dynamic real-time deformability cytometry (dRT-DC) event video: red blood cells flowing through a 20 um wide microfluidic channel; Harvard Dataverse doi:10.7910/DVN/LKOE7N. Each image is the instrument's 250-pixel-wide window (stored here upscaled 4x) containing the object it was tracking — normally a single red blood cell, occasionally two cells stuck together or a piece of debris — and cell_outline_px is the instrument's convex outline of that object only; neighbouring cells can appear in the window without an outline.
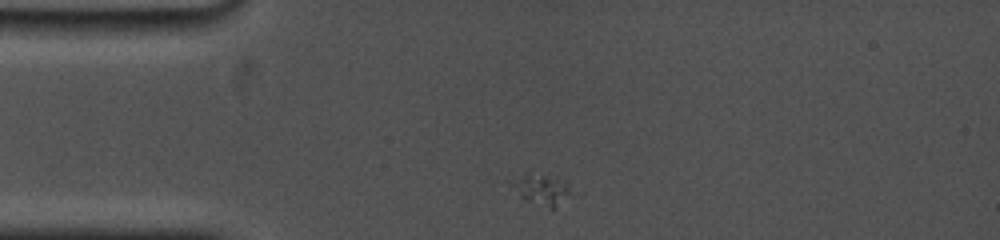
{"species": "common noctule bat (a hibernating species)", "species_latin": "Nyctalus noctula", "temperature_condition": "cold", "stored_images_in_passage": 69, "camera_frame_rate_fps": 5000, "um_per_image_px": 0.085, "animal": {"sex": "female", "body_mass_g": 19.0, "forearm_length_mm": 53.3}, "frame": {"image": 1, "passage_image": 1, "time_ms": 0.0, "image_size_px": [1000, 240], "cell_outline_px": [[584, 192], [580, 196], [552, 208], [524, 200], [520, 196], [512, 184], [512, 180], [528, 172], [564, 184]], "centroid_in_image_um": [46.24, 16.19], "position_along_channel_um": 38.8, "area_um2": 10.64}}
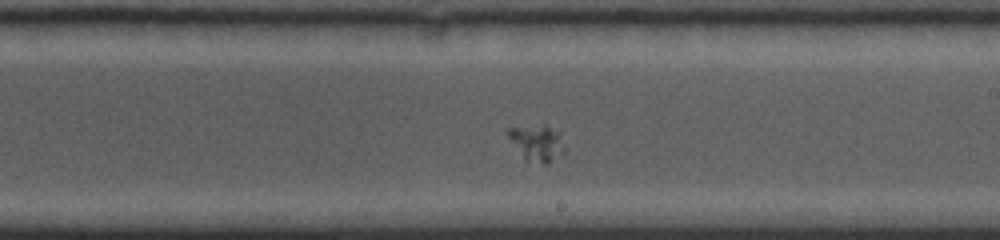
{"frame": {"image": 2, "passage_image": 29, "time_ms": 6.4, "image_size_px": [1000, 240], "cell_outline_px": [[564, 152], [548, 164], [544, 164], [524, 160], [504, 132], [508, 128], [544, 124], [560, 132], [564, 148]], "centroid_in_image_um": [45.62, 12.14], "position_along_channel_um": 243.4, "area_um2": 12.14}}
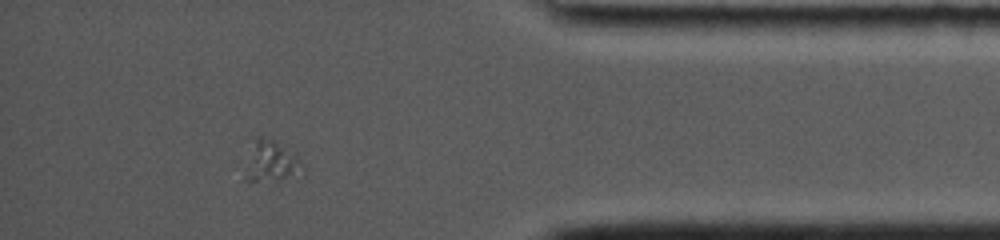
{"frame": {"image": 3, "passage_image": 59, "time_ms": 11.6, "image_size_px": [1000, 240], "cell_outline_px": [[304, 168], [280, 180], [240, 180], [248, 136], [260, 136], [276, 140], [296, 152]], "centroid_in_image_um": [22.84, 13.61], "position_along_channel_um": 412.4, "area_um2": 14.97}}